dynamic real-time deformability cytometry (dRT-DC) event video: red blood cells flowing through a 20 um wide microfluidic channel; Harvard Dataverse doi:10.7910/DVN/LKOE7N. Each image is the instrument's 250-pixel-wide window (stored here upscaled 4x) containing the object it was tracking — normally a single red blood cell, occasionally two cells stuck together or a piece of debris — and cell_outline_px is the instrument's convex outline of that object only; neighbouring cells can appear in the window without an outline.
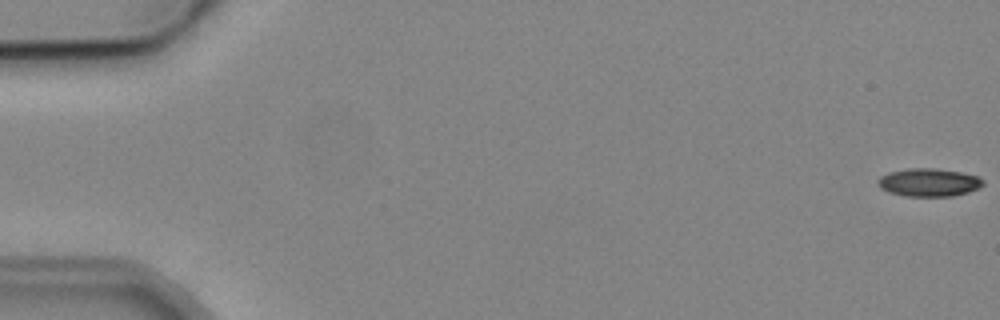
{"species": "common noctule bat (a hibernating species)", "species_latin": "Nyctalus noctula", "temperature_condition": "cold", "stored_images_in_passage": 5, "camera_frame_rate_fps": 3000, "um_per_image_px": 0.085, "animal": {"sex": "male", "body_mass_g": 19.2, "forearm_length_mm": 51.8}, "frame": {"image": 1, "passage_image": 1, "time_ms": 0.0, "image_size_px": [1000, 320], "cell_outline_px": [[984, 184], [980, 188], [968, 192], [952, 196], [904, 196], [888, 192], [880, 188], [876, 184], [876, 180], [880, 176], [888, 172], [908, 168], [936, 168], [960, 172], [976, 176], [984, 180]], "centroid_in_image_um": [78.91, 15.5], "position_along_channel_um": 6.1, "area_um2": 17.4}}
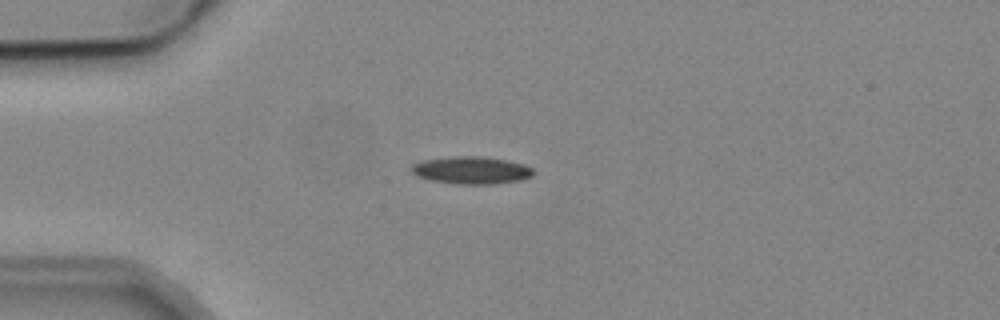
{"frame": {"image": 2, "passage_image": 5, "time_ms": 4.667, "image_size_px": [1000, 320], "cell_outline_px": [[532, 176], [520, 180], [496, 184], [452, 184], [432, 180], [416, 176], [408, 168], [412, 164], [424, 160], [452, 156], [480, 156], [508, 160], [524, 164], [532, 168]], "centroid_in_image_um": [40.04, 14.47], "position_along_channel_um": 45.0, "area_um2": 19.65}}